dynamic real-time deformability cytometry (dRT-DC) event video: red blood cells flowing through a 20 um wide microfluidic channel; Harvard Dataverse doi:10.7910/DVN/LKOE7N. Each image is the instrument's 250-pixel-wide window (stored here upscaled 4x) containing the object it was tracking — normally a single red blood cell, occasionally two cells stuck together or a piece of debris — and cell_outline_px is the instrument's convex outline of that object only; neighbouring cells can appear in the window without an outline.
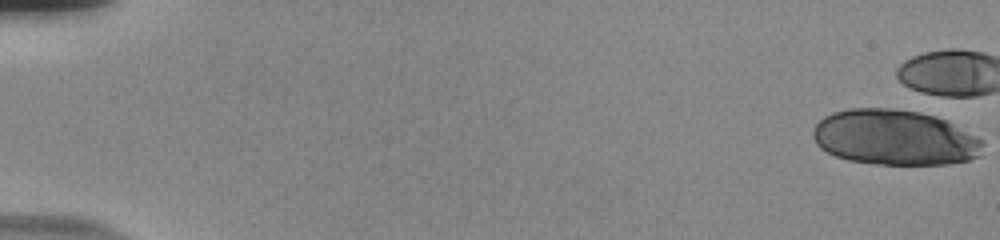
{"species": "human", "species_latin": "Homo sapiens", "temperature_condition": "room temperature", "stored_images_in_passage": 6, "camera_frame_rate_fps": 3000, "um_per_image_px": 0.085, "donor": {"sex": "male"}, "frame": {"image": 1, "passage_image": 1, "time_ms": 0.0, "image_size_px": [1000, 240], "cell_outline_px": [[984, 144], [980, 156], [968, 160], [948, 164], [876, 164], [848, 160], [836, 156], [820, 148], [816, 144], [812, 136], [812, 132], [816, 124], [824, 116], [832, 112], [848, 108], [892, 108], [920, 112], [936, 116], [948, 120], [984, 140]], "centroid_in_image_um": [76.06, 11.68], "position_along_channel_um": 8.9, "area_um2": 55.31}}